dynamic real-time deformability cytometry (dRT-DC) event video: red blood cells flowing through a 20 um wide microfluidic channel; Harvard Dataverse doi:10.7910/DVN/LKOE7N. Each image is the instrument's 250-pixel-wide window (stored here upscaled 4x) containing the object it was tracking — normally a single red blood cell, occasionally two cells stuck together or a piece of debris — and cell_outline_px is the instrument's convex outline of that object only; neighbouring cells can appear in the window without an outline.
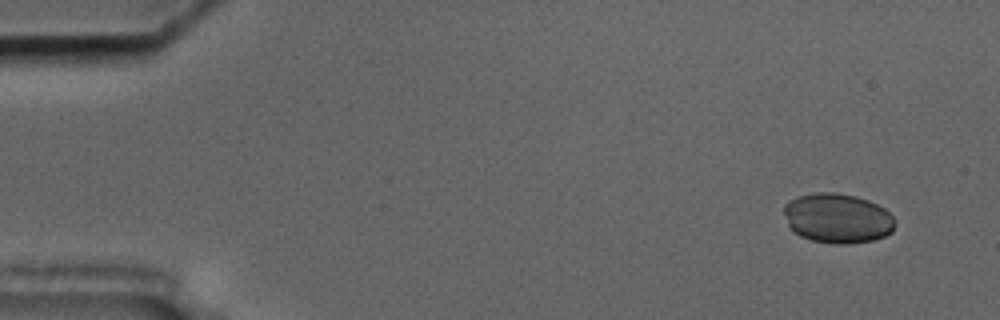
{"species": "common noctule bat (a hibernating species)", "species_latin": "Nyctalus noctula", "temperature_condition": "cold", "stored_images_in_passage": 55, "camera_frame_rate_fps": 3000, "um_per_image_px": 0.085, "animal": {"sex": "male", "body_mass_g": 17.5, "forearm_length_mm": 52.3}, "frame": {"image": 1, "passage_image": 3, "time_ms": 0.667, "image_size_px": [1000, 320], "cell_outline_px": [[892, 232], [884, 236], [872, 240], [848, 244], [832, 244], [812, 240], [800, 236], [788, 224], [784, 212], [784, 204], [788, 200], [800, 196], [816, 192], [832, 192], [856, 196], [868, 200], [884, 208], [892, 216]], "centroid_in_image_um": [71.16, 18.55], "position_along_channel_um": 13.8, "area_um2": 31.91}}
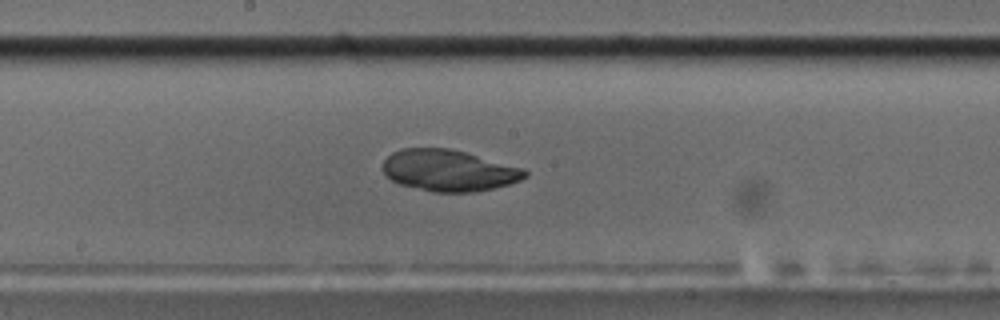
{"frame": {"image": 2, "passage_image": 29, "time_ms": 9.333, "image_size_px": [1000, 320], "cell_outline_px": [[528, 176], [520, 180], [508, 184], [492, 188], [472, 192], [432, 192], [400, 184], [392, 180], [380, 168], [384, 160], [392, 152], [400, 148], [452, 148], [524, 168], [528, 172]], "centroid_in_image_um": [38.14, 14.48], "position_along_channel_um": 210.1, "area_um2": 34.45}}
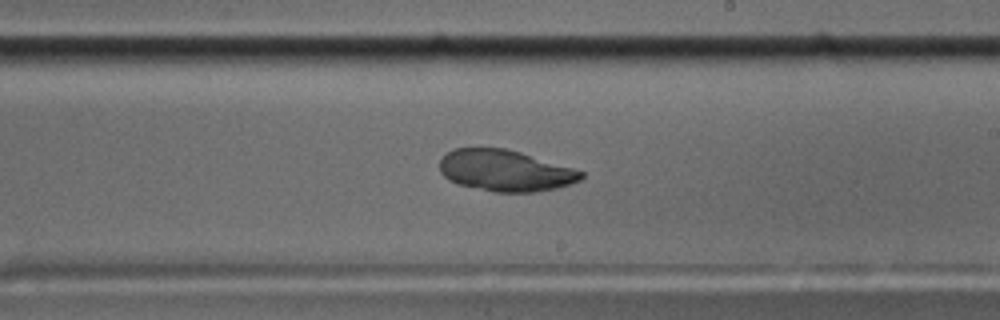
{"frame": {"image": 3, "passage_image": 32, "time_ms": 10.333, "image_size_px": [1000, 320], "cell_outline_px": [[584, 176], [580, 180], [556, 188], [536, 192], [492, 192], [460, 184], [448, 180], [440, 172], [440, 160], [448, 152], [456, 148], [504, 148], [520, 152], [572, 168], [584, 172]], "centroid_in_image_um": [42.93, 14.51], "position_along_channel_um": 246.1, "area_um2": 33.76}}